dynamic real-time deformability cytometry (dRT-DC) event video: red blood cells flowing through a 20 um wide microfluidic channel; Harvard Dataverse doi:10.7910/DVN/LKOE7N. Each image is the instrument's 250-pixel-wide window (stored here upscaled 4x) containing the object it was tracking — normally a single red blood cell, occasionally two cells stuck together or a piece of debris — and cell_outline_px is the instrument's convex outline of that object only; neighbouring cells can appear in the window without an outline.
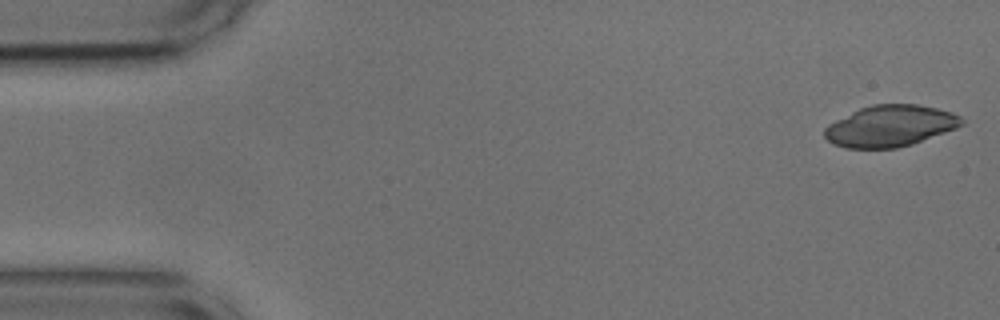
{"species": "common noctule bat (a hibernating species)", "species_latin": "Nyctalus noctula", "temperature_condition": "cold", "stored_images_in_passage": 12, "camera_frame_rate_fps": 3000, "um_per_image_px": 0.085, "animal": {"sex": "male", "body_mass_g": 17.9, "forearm_length_mm": 54.2}, "frame": {"image": 1, "passage_image": 1, "time_ms": 0.0, "image_size_px": [1000, 320], "cell_outline_px": [[964, 124], [956, 128], [912, 144], [896, 148], [848, 148], [832, 144], [824, 136], [824, 128], [828, 124], [860, 108], [872, 104], [916, 104], [936, 108], [952, 112], [960, 116], [964, 120]], "centroid_in_image_um": [75.66, 10.71], "position_along_channel_um": 9.3, "area_um2": 32.95}}